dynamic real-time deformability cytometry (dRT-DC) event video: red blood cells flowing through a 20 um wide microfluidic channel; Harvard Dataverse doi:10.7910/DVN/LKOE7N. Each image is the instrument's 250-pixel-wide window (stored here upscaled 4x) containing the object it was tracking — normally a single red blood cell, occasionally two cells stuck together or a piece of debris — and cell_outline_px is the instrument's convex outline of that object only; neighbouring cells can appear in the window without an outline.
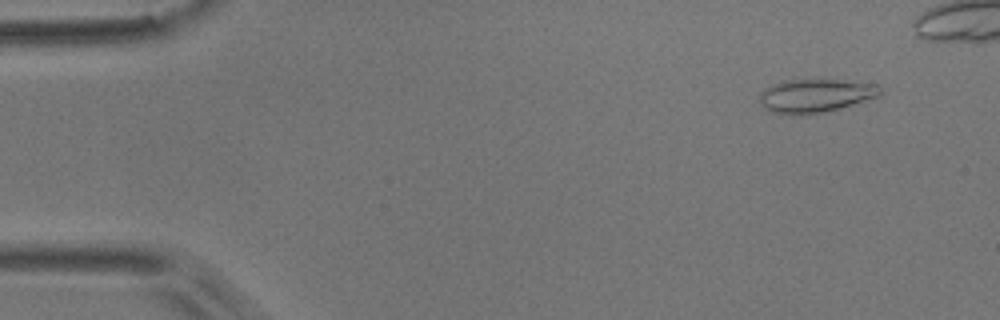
{"species": "common noctule bat (a hibernating species)", "species_latin": "Nyctalus noctula", "temperature_condition": "room temperature", "stored_images_in_passage": 5, "camera_frame_rate_fps": 3000, "um_per_image_px": 0.085, "animal": {"sex": "male", "body_mass_g": 17.9}, "frame": {"image": 1, "passage_image": 2, "time_ms": 0.333, "image_size_px": [1000, 320], "cell_outline_px": [[884, 92], [880, 96], [840, 108], [808, 116], [800, 116], [772, 112], [764, 108], [760, 104], [760, 92], [764, 88], [784, 80], [836, 80], [880, 84]], "centroid_in_image_um": [69.33, 8.15], "position_along_channel_um": 15.7, "area_um2": 23.87}}